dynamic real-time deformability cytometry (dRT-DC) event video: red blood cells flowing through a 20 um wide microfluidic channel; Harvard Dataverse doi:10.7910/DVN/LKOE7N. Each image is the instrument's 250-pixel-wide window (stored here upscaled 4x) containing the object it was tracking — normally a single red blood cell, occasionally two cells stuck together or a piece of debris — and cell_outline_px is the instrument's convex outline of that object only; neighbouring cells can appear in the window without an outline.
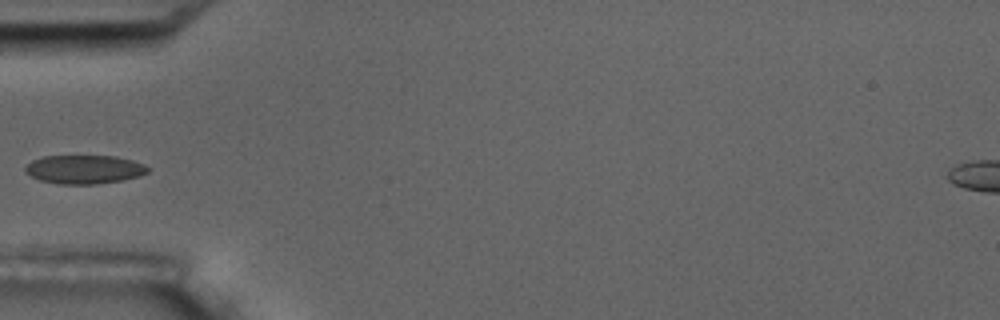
{"species": "common noctule bat (a hibernating species)", "species_latin": "Nyctalus noctula", "temperature_condition": "room temperature", "stored_images_in_passage": 7, "camera_frame_rate_fps": 3000, "um_per_image_px": 0.085, "animal": {"sex": "male", "body_mass_g": 17.5, "forearm_length_mm": 52.3}, "frame": {"image": 1, "passage_image": 6, "time_ms": 5.667, "image_size_px": [1000, 320], "cell_outline_px": [[152, 168], [148, 172], [140, 176], [124, 180], [96, 184], [60, 184], [40, 180], [24, 172], [24, 168], [32, 160], [44, 156], [116, 156], [132, 160], [144, 164]], "centroid_in_image_um": [7.2, 14.4], "position_along_channel_um": 77.8, "area_um2": 20.63}}